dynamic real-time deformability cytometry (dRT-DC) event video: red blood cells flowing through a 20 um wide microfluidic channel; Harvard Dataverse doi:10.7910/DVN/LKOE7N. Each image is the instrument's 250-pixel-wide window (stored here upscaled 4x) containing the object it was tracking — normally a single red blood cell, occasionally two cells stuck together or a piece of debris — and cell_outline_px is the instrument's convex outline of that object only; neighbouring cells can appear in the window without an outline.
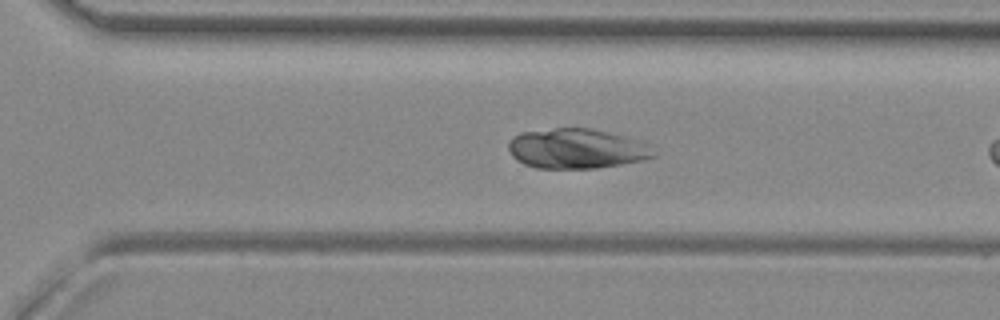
{"species": "common noctule bat (a hibernating species)", "species_latin": "Nyctalus noctula", "temperature_condition": "room temperature", "stored_images_in_passage": 23, "camera_frame_rate_fps": 3000, "um_per_image_px": 0.085, "animal": {"sex": "female", "body_mass_g": 29.2, "forearm_length_mm": 56.3}, "frame": {"image": 1, "passage_image": 21, "time_ms": 6.667, "image_size_px": [1000, 320], "cell_outline_px": [[656, 156], [640, 160], [620, 164], [596, 168], [536, 168], [524, 164], [516, 160], [512, 156], [508, 148], [508, 144], [512, 136], [520, 132], [556, 128], [592, 128], [608, 132], [636, 140], [644, 144], [656, 152]], "centroid_in_image_um": [48.94, 12.63], "position_along_channel_um": 321.7, "area_um2": 33.52}}